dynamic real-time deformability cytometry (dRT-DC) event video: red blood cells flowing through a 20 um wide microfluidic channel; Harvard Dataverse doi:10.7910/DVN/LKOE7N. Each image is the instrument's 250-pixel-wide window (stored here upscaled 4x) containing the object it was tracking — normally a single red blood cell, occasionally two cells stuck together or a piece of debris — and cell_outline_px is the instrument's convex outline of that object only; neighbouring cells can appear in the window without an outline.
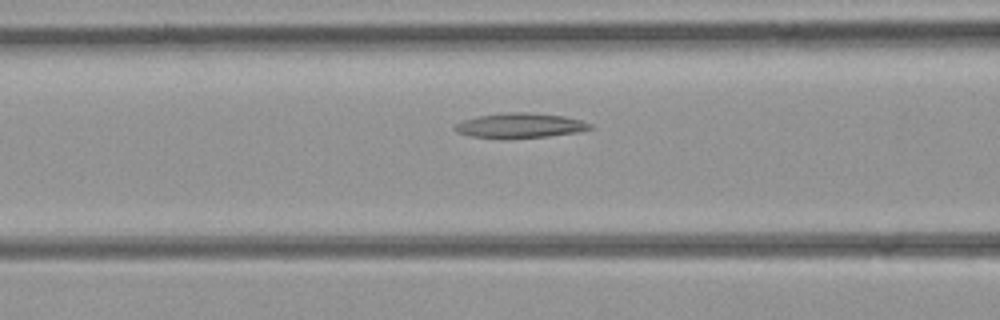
{"species": "common noctule bat (a hibernating species)", "species_latin": "Nyctalus noctula", "temperature_condition": "room temperature", "stored_images_in_passage": 30, "segment_of_instrument_passage": [1, 2], "camera_frame_rate_fps": 3000, "um_per_image_px": 0.085, "animal": {"sex": "female", "body_mass_g": 21.9}, "frame": {"image": 1, "passage_image": 13, "time_ms": 4.0, "image_size_px": [1000, 320], "cell_outline_px": [[592, 128], [580, 132], [548, 136], [500, 140], [472, 136], [456, 132], [452, 128], [456, 124], [464, 120], [480, 116], [508, 112], [528, 112], [564, 116], [580, 120], [592, 124]], "centroid_in_image_um": [44.19, 10.69], "position_along_channel_um": 122.4, "area_um2": 19.83}}
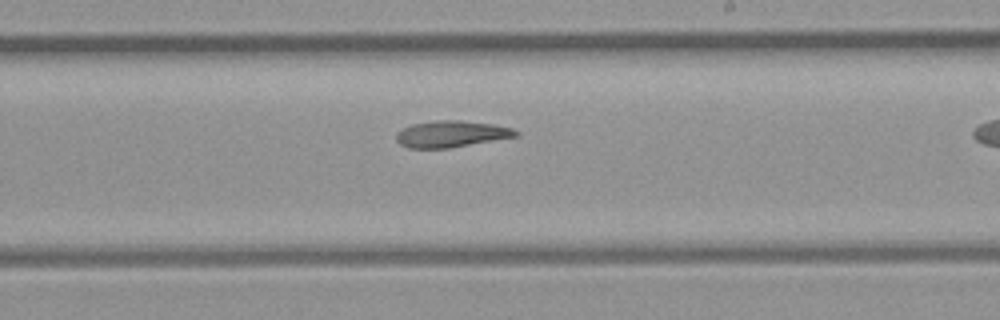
{"frame": {"image": 2, "passage_image": 21, "time_ms": 6.667, "image_size_px": [1000, 320], "cell_outline_px": [[520, 132], [516, 136], [448, 148], [408, 148], [400, 144], [396, 140], [396, 132], [412, 124], [436, 120], [460, 120], [492, 124], [512, 128]], "centroid_in_image_um": [38.32, 11.38], "position_along_channel_um": 250.7, "area_um2": 18.26}}
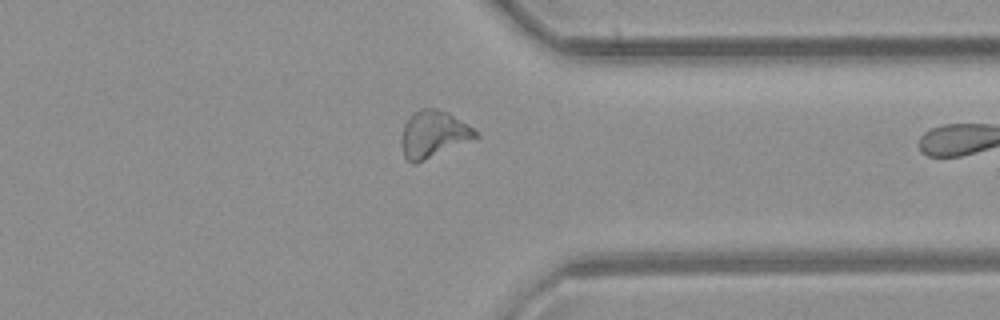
{"frame": {"image": 3, "passage_image": 29, "time_ms": 9.333, "image_size_px": [1000, 320], "cell_outline_px": [[480, 136], [476, 140], [416, 164], [412, 164], [404, 156], [400, 144], [400, 136], [404, 124], [408, 116], [420, 108], [436, 108], [448, 112], [468, 124]], "centroid_in_image_um": [36.84, 11.42], "position_along_channel_um": 374.6, "area_um2": 20.92}}